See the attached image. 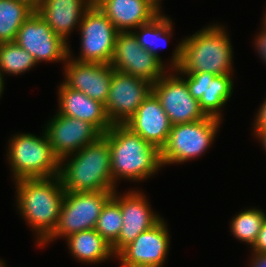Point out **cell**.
<instances>
[{"label":"cell","instance_id":"1","mask_svg":"<svg viewBox=\"0 0 266 267\" xmlns=\"http://www.w3.org/2000/svg\"><path fill=\"white\" fill-rule=\"evenodd\" d=\"M231 42L221 26L210 25L182 40L176 47L171 66L177 72L232 73Z\"/></svg>","mask_w":266,"mask_h":267},{"label":"cell","instance_id":"2","mask_svg":"<svg viewBox=\"0 0 266 267\" xmlns=\"http://www.w3.org/2000/svg\"><path fill=\"white\" fill-rule=\"evenodd\" d=\"M110 146L113 185L116 179L138 181L152 176L162 166L161 151L125 124H115L103 134Z\"/></svg>","mask_w":266,"mask_h":267},{"label":"cell","instance_id":"3","mask_svg":"<svg viewBox=\"0 0 266 267\" xmlns=\"http://www.w3.org/2000/svg\"><path fill=\"white\" fill-rule=\"evenodd\" d=\"M16 182L20 214L37 231L41 245L54 231L60 215L65 190L58 176L19 179Z\"/></svg>","mask_w":266,"mask_h":267},{"label":"cell","instance_id":"4","mask_svg":"<svg viewBox=\"0 0 266 267\" xmlns=\"http://www.w3.org/2000/svg\"><path fill=\"white\" fill-rule=\"evenodd\" d=\"M73 156L67 164L60 163L59 177L65 191L116 190L111 174L110 146L104 135L81 148Z\"/></svg>","mask_w":266,"mask_h":267},{"label":"cell","instance_id":"5","mask_svg":"<svg viewBox=\"0 0 266 267\" xmlns=\"http://www.w3.org/2000/svg\"><path fill=\"white\" fill-rule=\"evenodd\" d=\"M42 135L39 138L21 133L10 139L8 160L15 181L59 175L60 160L54 154L45 133Z\"/></svg>","mask_w":266,"mask_h":267},{"label":"cell","instance_id":"6","mask_svg":"<svg viewBox=\"0 0 266 267\" xmlns=\"http://www.w3.org/2000/svg\"><path fill=\"white\" fill-rule=\"evenodd\" d=\"M114 191H65L60 215L53 233L42 243L58 237L67 238L80 231L94 229L101 210Z\"/></svg>","mask_w":266,"mask_h":267},{"label":"cell","instance_id":"7","mask_svg":"<svg viewBox=\"0 0 266 267\" xmlns=\"http://www.w3.org/2000/svg\"><path fill=\"white\" fill-rule=\"evenodd\" d=\"M221 119L207 116L196 122L172 125L166 145L161 149V162L182 163L197 158L211 146Z\"/></svg>","mask_w":266,"mask_h":267},{"label":"cell","instance_id":"8","mask_svg":"<svg viewBox=\"0 0 266 267\" xmlns=\"http://www.w3.org/2000/svg\"><path fill=\"white\" fill-rule=\"evenodd\" d=\"M77 26L81 31V54L76 61L110 64L119 31L109 18L93 3Z\"/></svg>","mask_w":266,"mask_h":267},{"label":"cell","instance_id":"9","mask_svg":"<svg viewBox=\"0 0 266 267\" xmlns=\"http://www.w3.org/2000/svg\"><path fill=\"white\" fill-rule=\"evenodd\" d=\"M110 65L116 71L146 80L151 84L166 72L163 62L142 48L132 30L118 32Z\"/></svg>","mask_w":266,"mask_h":267},{"label":"cell","instance_id":"10","mask_svg":"<svg viewBox=\"0 0 266 267\" xmlns=\"http://www.w3.org/2000/svg\"><path fill=\"white\" fill-rule=\"evenodd\" d=\"M15 42L29 52L37 64L41 61L66 62L69 57L68 42L55 34L37 11L19 28Z\"/></svg>","mask_w":266,"mask_h":267},{"label":"cell","instance_id":"11","mask_svg":"<svg viewBox=\"0 0 266 267\" xmlns=\"http://www.w3.org/2000/svg\"><path fill=\"white\" fill-rule=\"evenodd\" d=\"M152 91V84L113 70L105 111L112 125L125 124Z\"/></svg>","mask_w":266,"mask_h":267},{"label":"cell","instance_id":"12","mask_svg":"<svg viewBox=\"0 0 266 267\" xmlns=\"http://www.w3.org/2000/svg\"><path fill=\"white\" fill-rule=\"evenodd\" d=\"M152 92L159 99L172 125L196 122L207 117L182 77L164 74L152 84Z\"/></svg>","mask_w":266,"mask_h":267},{"label":"cell","instance_id":"13","mask_svg":"<svg viewBox=\"0 0 266 267\" xmlns=\"http://www.w3.org/2000/svg\"><path fill=\"white\" fill-rule=\"evenodd\" d=\"M44 133L60 163L103 135L94 125L59 113L47 124Z\"/></svg>","mask_w":266,"mask_h":267},{"label":"cell","instance_id":"14","mask_svg":"<svg viewBox=\"0 0 266 267\" xmlns=\"http://www.w3.org/2000/svg\"><path fill=\"white\" fill-rule=\"evenodd\" d=\"M169 234L163 218L142 232L118 254L122 267H162L168 250Z\"/></svg>","mask_w":266,"mask_h":267},{"label":"cell","instance_id":"15","mask_svg":"<svg viewBox=\"0 0 266 267\" xmlns=\"http://www.w3.org/2000/svg\"><path fill=\"white\" fill-rule=\"evenodd\" d=\"M114 191L112 198L120 205L123 226L118 239L111 245L114 255L133 242L142 232L152 228L162 218L155 215L143 194L137 191L119 196Z\"/></svg>","mask_w":266,"mask_h":267},{"label":"cell","instance_id":"16","mask_svg":"<svg viewBox=\"0 0 266 267\" xmlns=\"http://www.w3.org/2000/svg\"><path fill=\"white\" fill-rule=\"evenodd\" d=\"M188 76L186 84L190 94L199 101L200 109L206 116L222 119L220 108L233 92L231 74L214 75L208 72H179Z\"/></svg>","mask_w":266,"mask_h":267},{"label":"cell","instance_id":"17","mask_svg":"<svg viewBox=\"0 0 266 267\" xmlns=\"http://www.w3.org/2000/svg\"><path fill=\"white\" fill-rule=\"evenodd\" d=\"M70 53L69 50L64 69L66 80L63 83L105 104L110 90L113 67L110 64L79 62L76 58L71 60Z\"/></svg>","mask_w":266,"mask_h":267},{"label":"cell","instance_id":"18","mask_svg":"<svg viewBox=\"0 0 266 267\" xmlns=\"http://www.w3.org/2000/svg\"><path fill=\"white\" fill-rule=\"evenodd\" d=\"M125 125L160 151L166 145L172 128L170 119L152 91Z\"/></svg>","mask_w":266,"mask_h":267},{"label":"cell","instance_id":"19","mask_svg":"<svg viewBox=\"0 0 266 267\" xmlns=\"http://www.w3.org/2000/svg\"><path fill=\"white\" fill-rule=\"evenodd\" d=\"M59 114L77 118L94 125L102 134L106 133L112 123L105 105L88 97L85 93L73 90L62 83L59 87Z\"/></svg>","mask_w":266,"mask_h":267},{"label":"cell","instance_id":"20","mask_svg":"<svg viewBox=\"0 0 266 267\" xmlns=\"http://www.w3.org/2000/svg\"><path fill=\"white\" fill-rule=\"evenodd\" d=\"M94 3L119 32L137 28L160 13L148 0H96Z\"/></svg>","mask_w":266,"mask_h":267},{"label":"cell","instance_id":"21","mask_svg":"<svg viewBox=\"0 0 266 267\" xmlns=\"http://www.w3.org/2000/svg\"><path fill=\"white\" fill-rule=\"evenodd\" d=\"M93 3L92 0H43L37 13L55 34L66 41L74 26L81 23L85 12Z\"/></svg>","mask_w":266,"mask_h":267},{"label":"cell","instance_id":"22","mask_svg":"<svg viewBox=\"0 0 266 267\" xmlns=\"http://www.w3.org/2000/svg\"><path fill=\"white\" fill-rule=\"evenodd\" d=\"M67 242L71 254L84 263L95 264L114 255L111 246L95 229L70 235Z\"/></svg>","mask_w":266,"mask_h":267},{"label":"cell","instance_id":"23","mask_svg":"<svg viewBox=\"0 0 266 267\" xmlns=\"http://www.w3.org/2000/svg\"><path fill=\"white\" fill-rule=\"evenodd\" d=\"M33 12L23 2L0 0V43L14 42L19 28Z\"/></svg>","mask_w":266,"mask_h":267},{"label":"cell","instance_id":"24","mask_svg":"<svg viewBox=\"0 0 266 267\" xmlns=\"http://www.w3.org/2000/svg\"><path fill=\"white\" fill-rule=\"evenodd\" d=\"M137 28L140 29L138 31L140 33L132 32L136 37L137 42L142 46V48L162 61L157 53V49L161 47L162 44H160V42L162 39L165 42H168L167 38H169L171 36L170 34H172V22L170 19L159 13L151 21L142 24Z\"/></svg>","mask_w":266,"mask_h":267},{"label":"cell","instance_id":"25","mask_svg":"<svg viewBox=\"0 0 266 267\" xmlns=\"http://www.w3.org/2000/svg\"><path fill=\"white\" fill-rule=\"evenodd\" d=\"M34 57L15 41L0 43V72L19 75L36 65Z\"/></svg>","mask_w":266,"mask_h":267},{"label":"cell","instance_id":"26","mask_svg":"<svg viewBox=\"0 0 266 267\" xmlns=\"http://www.w3.org/2000/svg\"><path fill=\"white\" fill-rule=\"evenodd\" d=\"M266 219V214L262 210L248 209L240 212L233 218L231 232L235 238L250 244L255 243L260 229Z\"/></svg>","mask_w":266,"mask_h":267},{"label":"cell","instance_id":"27","mask_svg":"<svg viewBox=\"0 0 266 267\" xmlns=\"http://www.w3.org/2000/svg\"><path fill=\"white\" fill-rule=\"evenodd\" d=\"M122 226L120 205L111 197L103 206L94 229L111 246L118 239Z\"/></svg>","mask_w":266,"mask_h":267},{"label":"cell","instance_id":"28","mask_svg":"<svg viewBox=\"0 0 266 267\" xmlns=\"http://www.w3.org/2000/svg\"><path fill=\"white\" fill-rule=\"evenodd\" d=\"M254 253H266V219L260 229L255 243L251 246Z\"/></svg>","mask_w":266,"mask_h":267},{"label":"cell","instance_id":"29","mask_svg":"<svg viewBox=\"0 0 266 267\" xmlns=\"http://www.w3.org/2000/svg\"><path fill=\"white\" fill-rule=\"evenodd\" d=\"M262 29L263 30L260 31V35H257L258 37H256L257 39L255 41V45L257 50L259 51V55L262 57L266 64V28L263 27Z\"/></svg>","mask_w":266,"mask_h":267},{"label":"cell","instance_id":"30","mask_svg":"<svg viewBox=\"0 0 266 267\" xmlns=\"http://www.w3.org/2000/svg\"><path fill=\"white\" fill-rule=\"evenodd\" d=\"M254 126V129H266V100L258 110Z\"/></svg>","mask_w":266,"mask_h":267},{"label":"cell","instance_id":"31","mask_svg":"<svg viewBox=\"0 0 266 267\" xmlns=\"http://www.w3.org/2000/svg\"><path fill=\"white\" fill-rule=\"evenodd\" d=\"M250 267H266V253H253Z\"/></svg>","mask_w":266,"mask_h":267},{"label":"cell","instance_id":"32","mask_svg":"<svg viewBox=\"0 0 266 267\" xmlns=\"http://www.w3.org/2000/svg\"><path fill=\"white\" fill-rule=\"evenodd\" d=\"M23 2L30 6L34 11H37L38 7L42 4L43 0H15Z\"/></svg>","mask_w":266,"mask_h":267},{"label":"cell","instance_id":"33","mask_svg":"<svg viewBox=\"0 0 266 267\" xmlns=\"http://www.w3.org/2000/svg\"><path fill=\"white\" fill-rule=\"evenodd\" d=\"M256 136L261 140V143L264 146V149L266 150V129H254Z\"/></svg>","mask_w":266,"mask_h":267},{"label":"cell","instance_id":"34","mask_svg":"<svg viewBox=\"0 0 266 267\" xmlns=\"http://www.w3.org/2000/svg\"><path fill=\"white\" fill-rule=\"evenodd\" d=\"M3 86H4V81H3V75L2 73L0 72V97H1V94L3 93Z\"/></svg>","mask_w":266,"mask_h":267},{"label":"cell","instance_id":"35","mask_svg":"<svg viewBox=\"0 0 266 267\" xmlns=\"http://www.w3.org/2000/svg\"><path fill=\"white\" fill-rule=\"evenodd\" d=\"M152 5H154L159 11L161 10V9H159V1L160 0H148Z\"/></svg>","mask_w":266,"mask_h":267},{"label":"cell","instance_id":"36","mask_svg":"<svg viewBox=\"0 0 266 267\" xmlns=\"http://www.w3.org/2000/svg\"><path fill=\"white\" fill-rule=\"evenodd\" d=\"M265 19L263 20L264 22H263V24L264 25H262V26H264L265 28H266V14H265V17H264Z\"/></svg>","mask_w":266,"mask_h":267},{"label":"cell","instance_id":"37","mask_svg":"<svg viewBox=\"0 0 266 267\" xmlns=\"http://www.w3.org/2000/svg\"><path fill=\"white\" fill-rule=\"evenodd\" d=\"M0 267H5L4 261H0Z\"/></svg>","mask_w":266,"mask_h":267}]
</instances>
